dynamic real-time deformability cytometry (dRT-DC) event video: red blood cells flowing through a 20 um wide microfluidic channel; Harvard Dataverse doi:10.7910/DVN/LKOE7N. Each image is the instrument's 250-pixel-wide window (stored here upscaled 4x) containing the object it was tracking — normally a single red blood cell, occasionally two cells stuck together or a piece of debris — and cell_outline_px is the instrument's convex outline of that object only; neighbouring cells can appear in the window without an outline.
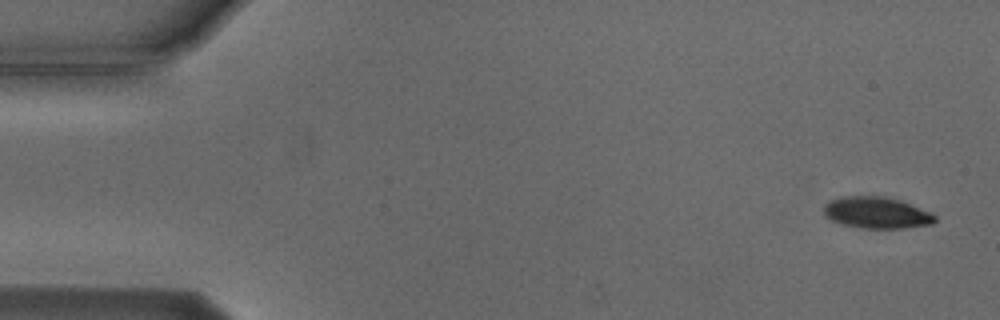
{"species": "Egyptian fruit bat (a non-hibernating species)", "species_latin": "Rousettus aegyptiacus", "temperature_condition": "cold", "stored_images_in_passage": 5, "camera_frame_rate_fps": 3000, "um_per_image_px": 0.085, "animal": {"sex": "male"}, "frame": {"image": 1, "passage_image": 1, "time_ms": 0.0, "image_size_px": [1000, 320], "cell_outline_px": [[936, 220], [932, 224], [904, 228], [860, 228], [840, 224], [824, 216], [824, 204], [840, 196], [884, 196], [900, 200], [928, 212], [936, 216]], "centroid_in_image_um": [74.47, 18.08], "position_along_channel_um": 10.5, "area_um2": 20.35}}